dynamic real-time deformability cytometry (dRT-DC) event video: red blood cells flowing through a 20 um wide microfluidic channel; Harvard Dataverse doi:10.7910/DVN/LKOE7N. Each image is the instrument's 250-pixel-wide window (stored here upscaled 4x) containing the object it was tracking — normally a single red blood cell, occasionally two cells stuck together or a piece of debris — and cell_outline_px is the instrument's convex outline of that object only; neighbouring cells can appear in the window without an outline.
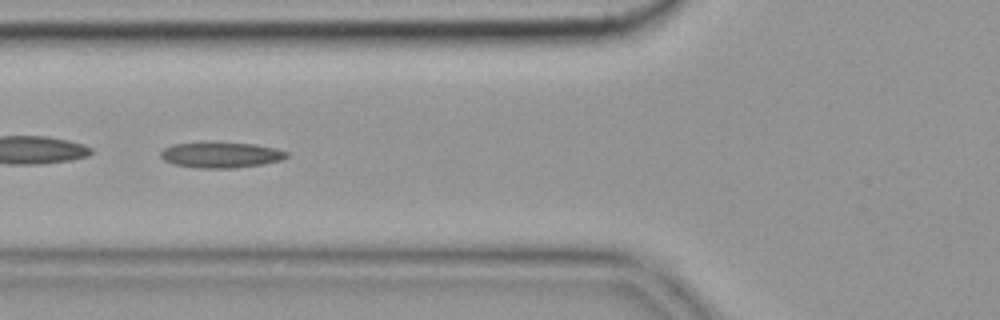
{"species": "common noctule bat (a hibernating species)", "species_latin": "Nyctalus noctula", "temperature_condition": "cold", "stored_images_in_passage": 6, "camera_frame_rate_fps": 3000, "um_per_image_px": 0.085, "animal": {"sex": "female", "body_mass_g": 19.9}, "frame": {"image": 1, "passage_image": 4, "time_ms": 1.0, "image_size_px": [1000, 320], "cell_outline_px": [[288, 156], [280, 160], [264, 164], [236, 168], [196, 168], [172, 164], [164, 160], [160, 156], [160, 152], [164, 148], [172, 144], [256, 144], [276, 148], [288, 152]], "centroid_in_image_um": [18.79, 13.2], "position_along_channel_um": 107.0, "area_um2": 18.44}}